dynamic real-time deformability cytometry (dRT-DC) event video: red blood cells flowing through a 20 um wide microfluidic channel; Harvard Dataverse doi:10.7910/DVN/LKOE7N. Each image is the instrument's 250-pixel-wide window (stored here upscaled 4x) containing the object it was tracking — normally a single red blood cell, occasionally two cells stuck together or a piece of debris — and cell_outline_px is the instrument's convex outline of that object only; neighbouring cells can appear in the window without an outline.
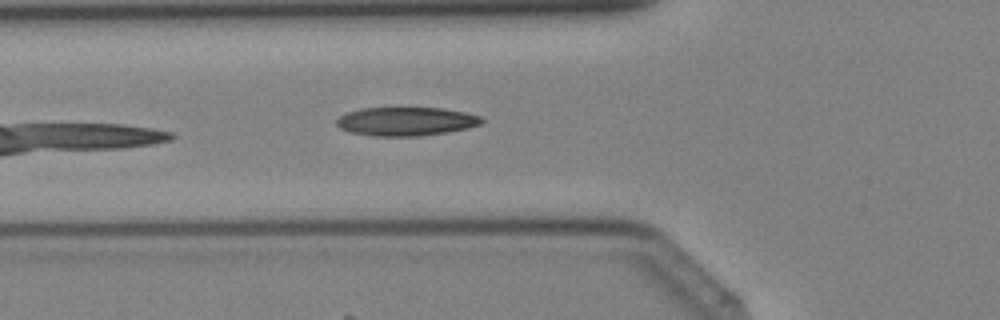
{"species": "Egyptian fruit bat (a non-hibernating species)", "species_latin": "Rousettus aegyptiacus", "temperature_condition": "cold", "stored_images_in_passage": 31, "camera_frame_rate_fps": 3000, "um_per_image_px": 0.085, "animal": {"sex": "female"}, "frame": {"image": 1, "passage_image": 5, "time_ms": 1.333, "image_size_px": [1000, 320], "cell_outline_px": [[484, 120], [480, 124], [468, 128], [444, 132], [416, 136], [372, 136], [348, 132], [340, 128], [336, 124], [336, 120], [340, 116], [348, 112], [360, 108], [440, 108], [464, 112], [480, 116]], "centroid_in_image_um": [34.47, 10.32], "position_along_channel_um": 91.3, "area_um2": 24.1}}
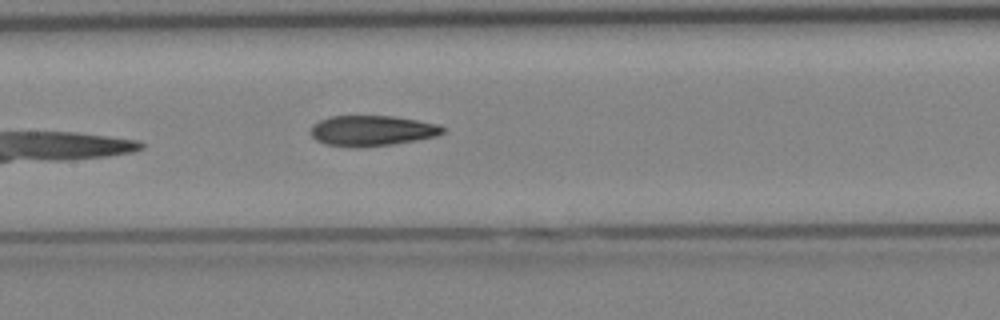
{"frame": {"image": 2, "passage_image": 10, "time_ms": 3.0, "image_size_px": [1000, 320], "cell_outline_px": [[444, 132], [436, 136], [416, 140], [392, 144], [324, 144], [316, 140], [312, 136], [312, 124], [320, 120], [332, 116], [392, 116], [440, 124], [444, 128]], "centroid_in_image_um": [31.67, 11.06], "position_along_channel_um": 175.7, "area_um2": 22.43}}
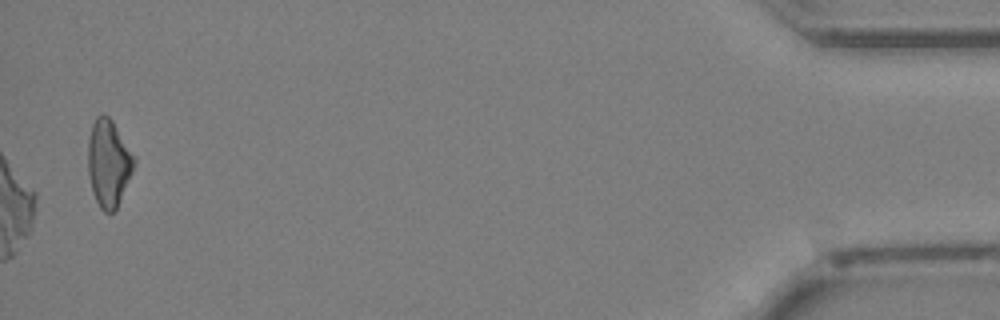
{"frame": {"image": 3, "passage_image": 30, "time_ms": 9.667, "image_size_px": [1000, 320], "cell_outline_px": [[136, 160], [132, 172], [116, 208], [112, 212], [104, 212], [100, 208], [96, 200], [88, 176], [88, 140], [92, 124], [96, 116], [108, 116], [112, 120], [136, 156]], "centroid_in_image_um": [9.23, 13.84], "position_along_channel_um": 426.0, "area_um2": 23.24}}